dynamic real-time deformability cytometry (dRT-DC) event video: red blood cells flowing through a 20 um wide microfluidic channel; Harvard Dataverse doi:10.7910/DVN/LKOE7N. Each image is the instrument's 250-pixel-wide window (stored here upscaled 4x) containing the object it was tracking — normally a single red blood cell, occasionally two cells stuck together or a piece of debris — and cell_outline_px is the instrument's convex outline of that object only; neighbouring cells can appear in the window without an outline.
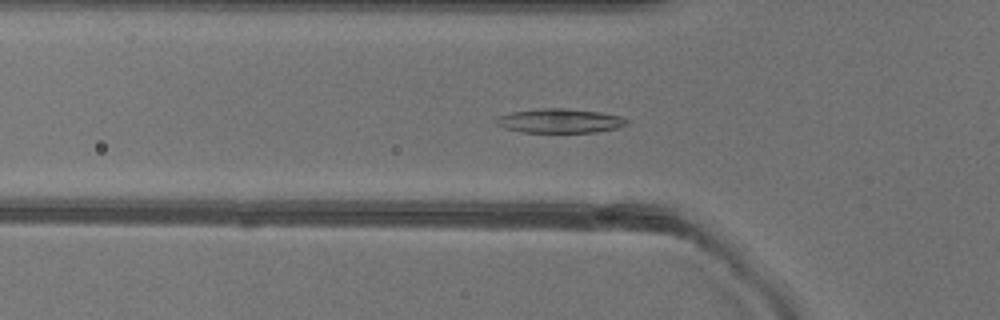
{"species": "common noctule bat (a hibernating species)", "species_latin": "Nyctalus noctula", "temperature_condition": "warm", "stored_images_in_passage": 50, "camera_frame_rate_fps": 3000, "um_per_image_px": 0.085, "animal": {"sex": "female"}, "frame": {"image": 1, "passage_image": 16, "time_ms": 5.0, "image_size_px": [1000, 320], "cell_outline_px": [[632, 120], [628, 124], [616, 128], [596, 132], [520, 132], [504, 128], [496, 124], [492, 120], [500, 116], [512, 112], [540, 108], [568, 108], [600, 112], [620, 116]], "centroid_in_image_um": [47.6, 10.27], "position_along_channel_um": 78.2, "area_um2": 18.61}}
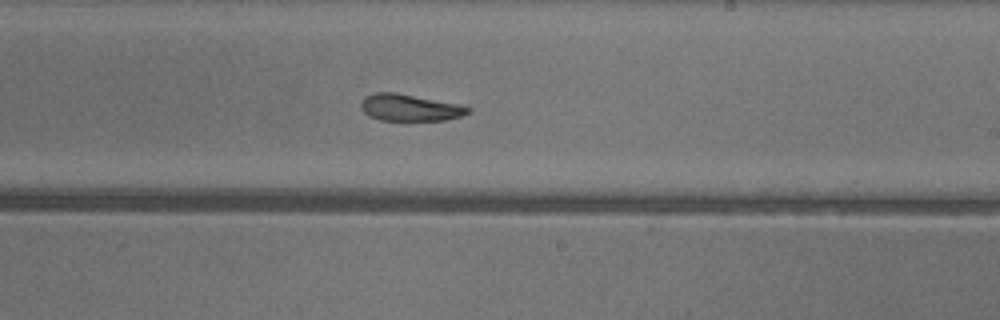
{"frame": {"image": 2, "passage_image": 29, "time_ms": 9.333, "image_size_px": [1000, 320], "cell_outline_px": [[472, 112], [460, 116], [444, 120], [380, 120], [368, 116], [360, 108], [360, 100], [364, 96], [376, 92], [396, 92], [460, 104], [472, 108]], "centroid_in_image_um": [34.81, 9.14], "position_along_channel_um": 254.2, "area_um2": 16.94}}
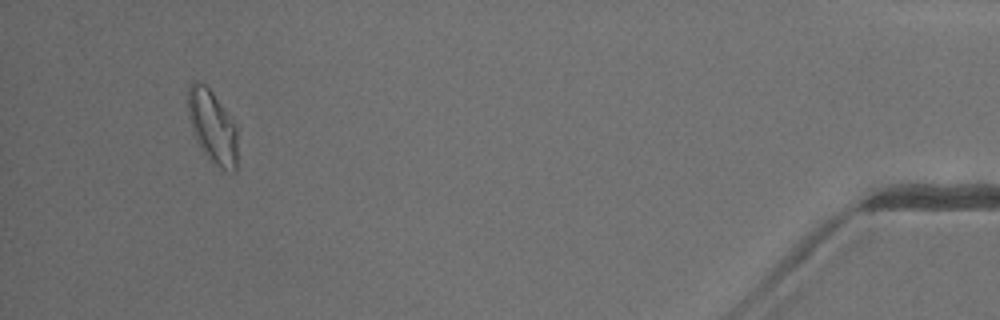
{"frame": {"image": 3, "passage_image": 47, "time_ms": 15.333, "image_size_px": [1000, 320], "cell_outline_px": [[236, 172], [232, 172], [220, 168], [208, 160], [196, 140], [188, 116], [188, 84], [192, 80], [196, 80], [204, 84], [212, 92], [232, 116], [236, 128]], "centroid_in_image_um": [18.05, 10.75], "position_along_channel_um": 417.2, "area_um2": 21.27}, "authors_computed_cell_mechanics": {"area_um2": 18.5249, "velocity_mm_per_s": 4.0399, "shape_relaxation_time_tau1_ms": 9.1898, "shape_relaxation_time_tau2_ms": 4.3453, "deformation_change_tau1": 0.2254, "deformation_change_tau2": 0.1033}}